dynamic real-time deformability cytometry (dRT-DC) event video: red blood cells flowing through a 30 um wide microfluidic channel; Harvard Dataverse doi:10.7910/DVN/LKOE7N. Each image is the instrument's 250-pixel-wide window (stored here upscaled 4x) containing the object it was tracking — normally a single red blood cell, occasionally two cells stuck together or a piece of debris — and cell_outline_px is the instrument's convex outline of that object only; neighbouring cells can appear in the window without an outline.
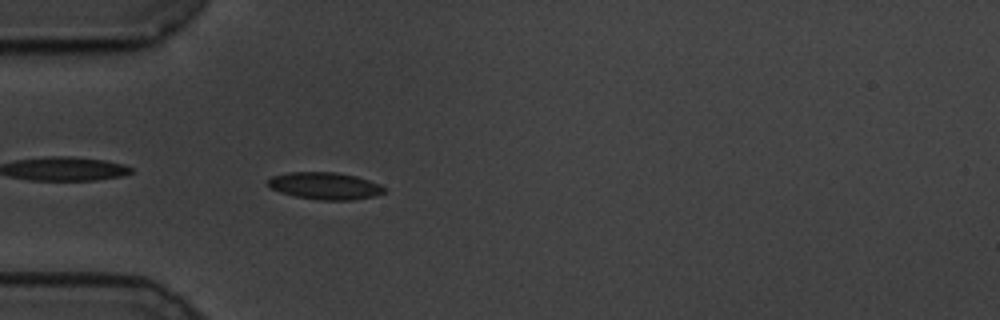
{"species": "common noctule bat (a hibernating species)", "species_latin": "Nyctalus noctula", "temperature_condition": "cold", "stored_images_in_passage": 44, "camera_frame_rate_fps": 3000, "um_per_image_px": 0.085, "animal": {"sex": "male", "body_mass_g": 19.5, "forearm_length_mm": 54.6}, "frame": {"image": 1, "passage_image": 3, "time_ms": 0.667, "image_size_px": [1000, 320], "cell_outline_px": [[384, 192], [376, 196], [352, 200], [320, 200], [296, 196], [280, 192], [272, 188], [268, 184], [268, 180], [272, 176], [288, 172], [336, 172], [356, 176], [380, 184], [384, 188]], "centroid_in_image_um": [27.63, 15.79], "position_along_channel_um": 57.4, "area_um2": 18.26}}
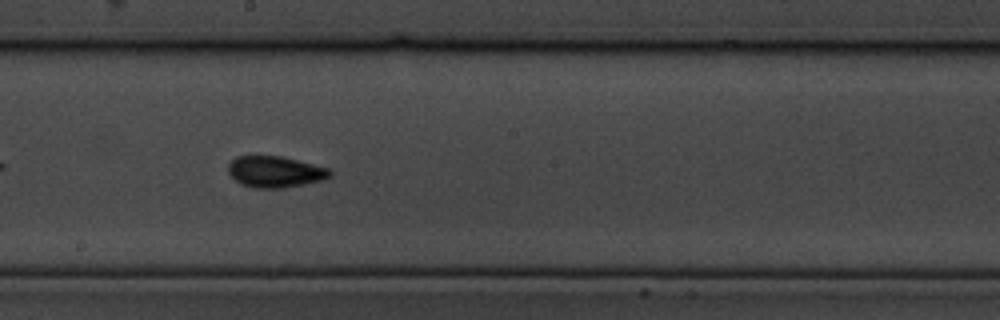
{"frame": {"image": 2, "passage_image": 18, "time_ms": 5.667, "image_size_px": [1000, 320], "cell_outline_px": [[332, 176], [324, 180], [284, 188], [252, 188], [240, 184], [228, 172], [228, 164], [236, 156], [280, 156], [328, 168], [332, 172]], "centroid_in_image_um": [23.38, 14.61], "position_along_channel_um": 224.8, "area_um2": 18.55}}
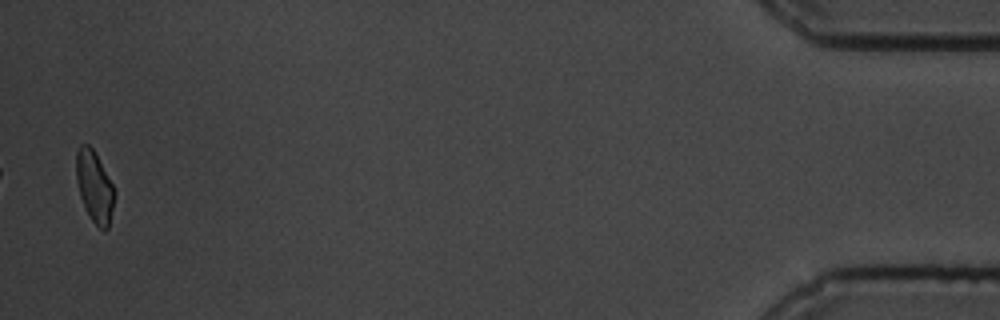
{"frame": {"image": 3, "passage_image": 43, "time_ms": 14.0, "image_size_px": [1000, 320], "cell_outline_px": [[116, 192], [108, 228], [104, 232], [92, 220], [84, 208], [80, 196], [76, 180], [76, 152], [80, 144], [88, 144], [92, 148], [112, 184]], "centroid_in_image_um": [8.02, 15.88], "position_along_channel_um": 427.2, "area_um2": 15.78}, "authors_computed_cell_mechanics": {"area_um2": 17.1088, "velocity_mm_per_s": 3.4559, "shape_relaxation_time_tau1_ms": 2.8223, "shape_relaxation_time_tau2_ms": 1.9706, "deformation_change_tau1": 0.1132, "deformation_change_tau2": 0.0783}}